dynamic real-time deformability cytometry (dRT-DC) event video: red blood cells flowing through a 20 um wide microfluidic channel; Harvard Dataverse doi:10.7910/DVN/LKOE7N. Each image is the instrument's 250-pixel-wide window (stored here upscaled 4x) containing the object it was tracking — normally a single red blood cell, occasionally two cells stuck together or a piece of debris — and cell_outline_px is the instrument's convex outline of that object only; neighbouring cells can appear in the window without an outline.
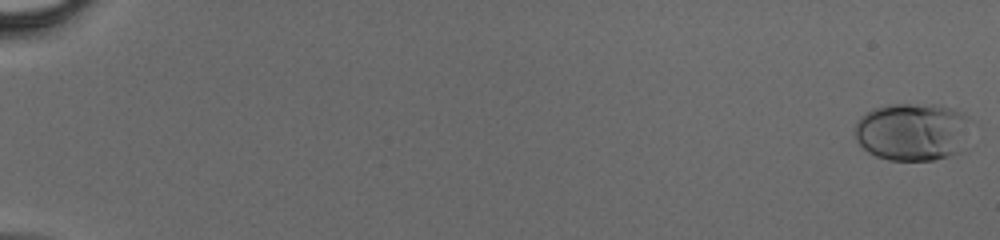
{"species": "human", "species_latin": "Homo sapiens", "temperature_condition": "cold", "stored_images_in_passage": 48, "camera_frame_rate_fps": 3000, "um_per_image_px": 0.085, "donor": {"sex": "male"}, "frame": {"image": 1, "passage_image": 1, "time_ms": 0.0, "image_size_px": [1000, 240], "cell_outline_px": [[964, 116], [956, 152], [948, 156], [932, 160], [888, 160], [876, 156], [868, 152], [856, 140], [856, 124], [860, 116], [872, 108], [892, 104], [940, 104], [964, 112]], "centroid_in_image_um": [77.38, 11.17], "position_along_channel_um": 7.6, "area_um2": 37.74}}
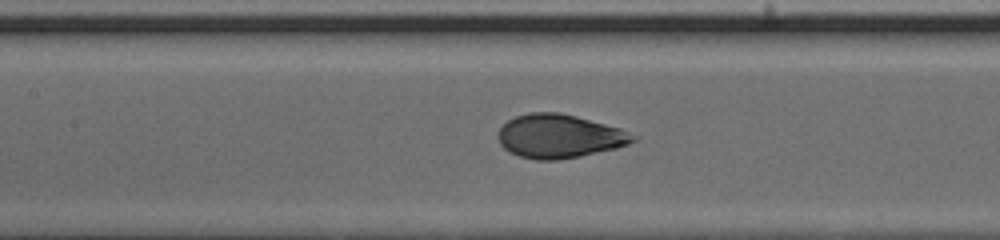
{"frame": {"image": 2, "passage_image": 25, "time_ms": 8.0, "image_size_px": [1000, 240], "cell_outline_px": [[640, 136], [636, 140], [628, 144], [616, 148], [580, 156], [556, 160], [536, 160], [520, 156], [508, 152], [500, 144], [496, 136], [500, 128], [508, 120], [516, 116], [528, 112], [560, 112], [576, 116], [620, 128]], "centroid_in_image_um": [47.54, 11.57], "position_along_channel_um": 159.9, "area_um2": 34.51}}
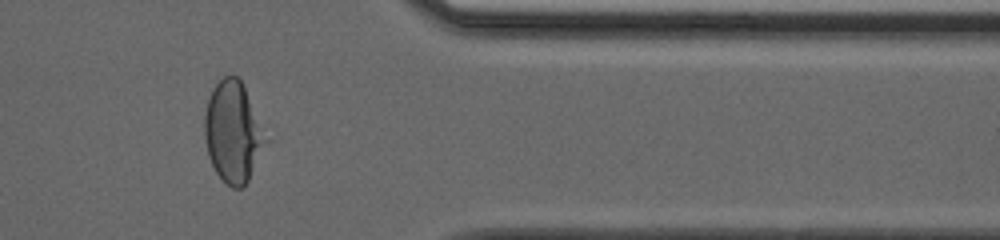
{"frame": {"image": 3, "passage_image": 41, "time_ms": 13.333, "image_size_px": [1000, 240], "cell_outline_px": [[272, 140], [248, 180], [240, 188], [232, 188], [216, 172], [208, 156], [204, 136], [204, 116], [208, 100], [212, 88], [224, 76], [236, 76], [240, 80]], "centroid_in_image_um": [19.87, 11.24], "position_along_channel_um": 391.5, "area_um2": 36.53}}